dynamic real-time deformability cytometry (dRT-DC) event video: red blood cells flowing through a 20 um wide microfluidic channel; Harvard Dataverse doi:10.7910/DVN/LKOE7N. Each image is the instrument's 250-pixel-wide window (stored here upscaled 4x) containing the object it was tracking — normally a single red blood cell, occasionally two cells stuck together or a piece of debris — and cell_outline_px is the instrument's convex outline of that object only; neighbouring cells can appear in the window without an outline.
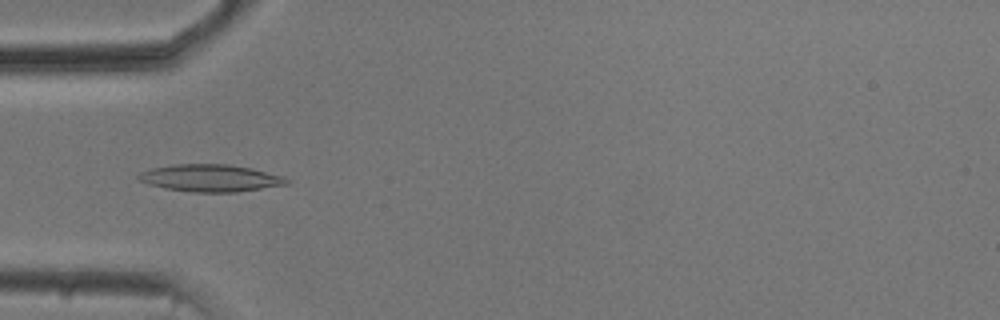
{"species": "common noctule bat (a hibernating species)", "species_latin": "Nyctalus noctula", "temperature_condition": "cold", "stored_images_in_passage": 53, "camera_frame_rate_fps": 3000, "um_per_image_px": 0.085, "animal": {"sex": "male", "body_mass_g": 20.5, "forearm_length_mm": 52.5}, "frame": {"image": 1, "passage_image": 16, "time_ms": 5.0, "image_size_px": [1000, 320], "cell_outline_px": [[292, 180], [288, 184], [236, 192], [192, 192], [164, 188], [148, 184], [140, 180], [136, 176], [140, 172], [152, 168], [172, 164], [228, 164], [252, 168], [284, 176]], "centroid_in_image_um": [17.9, 15.13], "position_along_channel_um": 67.1, "area_um2": 23.58}}
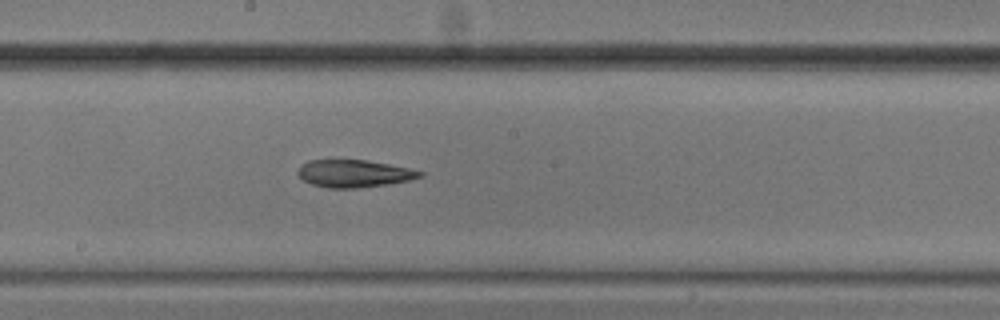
{"frame": {"image": 2, "passage_image": 28, "time_ms": 9.0, "image_size_px": [1000, 320], "cell_outline_px": [[424, 176], [408, 180], [384, 184], [356, 188], [328, 188], [312, 184], [304, 180], [296, 172], [300, 164], [308, 160], [368, 160], [408, 168], [424, 172]], "centroid_in_image_um": [30.05, 14.74], "position_along_channel_um": 218.1, "area_um2": 19.36}}
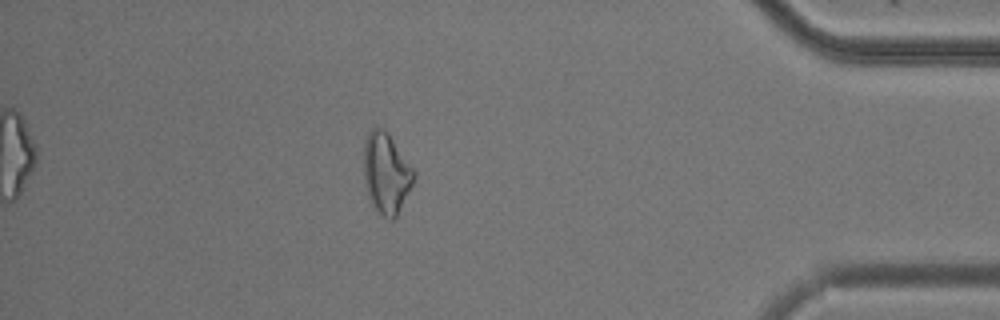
{"frame": {"image": 3, "passage_image": 46, "time_ms": 15.0, "image_size_px": [1000, 320], "cell_outline_px": [[416, 176], [396, 216], [392, 220], [388, 220], [376, 212], [368, 196], [364, 184], [364, 140], [368, 132], [372, 128], [384, 128], [388, 132], [416, 172]], "centroid_in_image_um": [32.81, 14.72], "position_along_channel_um": 402.4, "area_um2": 23.7}, "authors_computed_cell_mechanics": {"area_um2": 21.675, "velocity_mm_per_s": 3.7556, "shape_relaxation_time_tau1_ms": 4.2369, "shape_relaxation_time_tau2_ms": 6.3741, "deformation_change_tau1": 0.1293, "deformation_change_tau2": 0.1822}}